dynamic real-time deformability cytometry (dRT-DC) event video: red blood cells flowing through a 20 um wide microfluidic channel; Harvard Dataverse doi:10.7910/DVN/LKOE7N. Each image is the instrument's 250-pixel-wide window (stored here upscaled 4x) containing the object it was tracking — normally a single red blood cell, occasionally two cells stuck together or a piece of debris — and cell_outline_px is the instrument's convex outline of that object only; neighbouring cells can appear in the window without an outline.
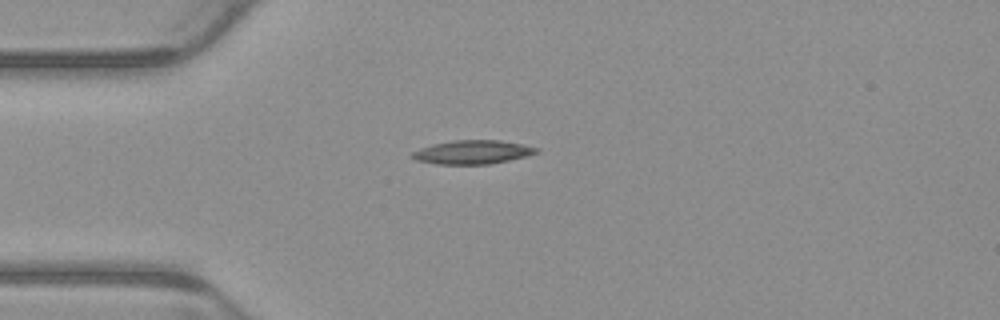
{"species": "common noctule bat (a hibernating species)", "species_latin": "Nyctalus noctula", "temperature_condition": "warm", "stored_images_in_passage": 1, "camera_frame_rate_fps": 3000, "um_per_image_px": 0.085, "animal": {"sex": "male", "body_mass_g": 23.1, "forearm_length_mm": 52.7}, "frame": {"image": 1, "passage_image": 1, "time_ms": 0.0, "image_size_px": [1000, 320], "cell_outline_px": [[540, 152], [528, 156], [488, 164], [436, 164], [416, 160], [412, 156], [412, 152], [420, 148], [432, 144], [452, 140], [500, 140], [540, 148]], "centroid_in_image_um": [40.18, 12.93], "position_along_channel_um": 44.8, "area_um2": 17.17}}